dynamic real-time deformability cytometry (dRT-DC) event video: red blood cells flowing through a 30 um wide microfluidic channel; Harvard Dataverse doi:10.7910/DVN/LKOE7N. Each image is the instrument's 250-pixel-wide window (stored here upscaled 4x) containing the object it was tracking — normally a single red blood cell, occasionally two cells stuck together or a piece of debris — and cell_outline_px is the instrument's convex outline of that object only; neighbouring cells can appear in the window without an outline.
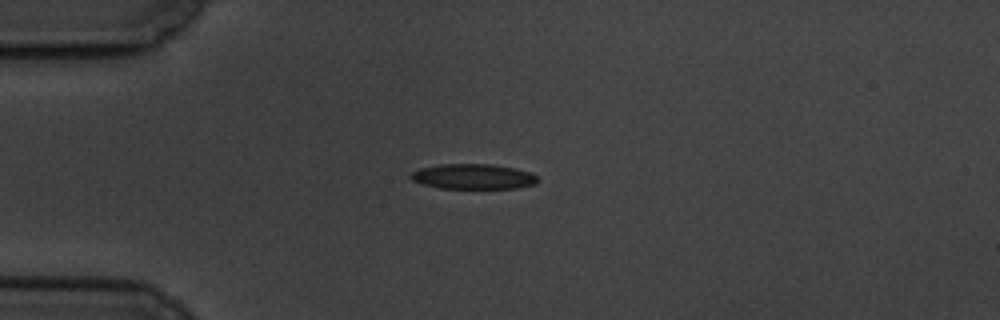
{"species": "common noctule bat (a hibernating species)", "species_latin": "Nyctalus noctula", "temperature_condition": "cold", "stored_images_in_passage": 44, "camera_frame_rate_fps": 3000, "um_per_image_px": 0.085, "animal": {"sex": "male", "body_mass_g": 19.5, "forearm_length_mm": 54.6}, "frame": {"image": 1, "passage_image": 1, "time_ms": 0.0, "image_size_px": [1000, 320], "cell_outline_px": [[540, 180], [536, 184], [516, 188], [440, 188], [424, 184], [412, 180], [408, 176], [412, 172], [420, 168], [440, 164], [492, 164], [532, 172]], "centroid_in_image_um": [40.24, 15.0], "position_along_channel_um": 44.8, "area_um2": 18.61}}
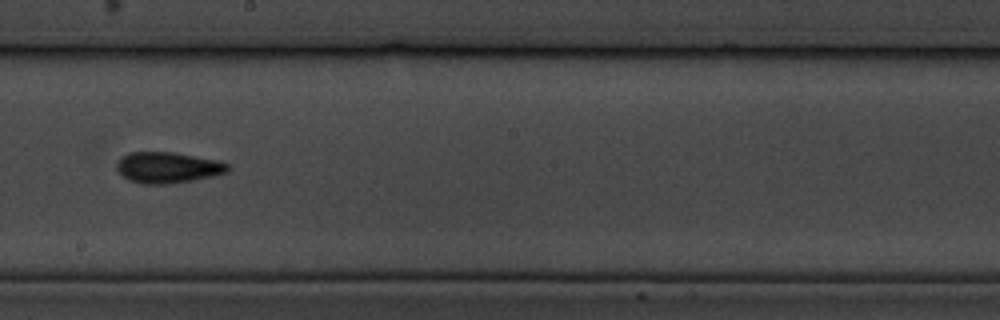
{"frame": {"image": 2, "passage_image": 19, "time_ms": 6.0, "image_size_px": [1000, 320], "cell_outline_px": [[228, 172], [212, 176], [192, 180], [164, 184], [144, 184], [128, 180], [116, 168], [116, 164], [120, 156], [128, 152], [172, 152], [220, 160], [228, 164]], "centroid_in_image_um": [14.24, 14.23], "position_along_channel_um": 234.0, "area_um2": 20.06}}
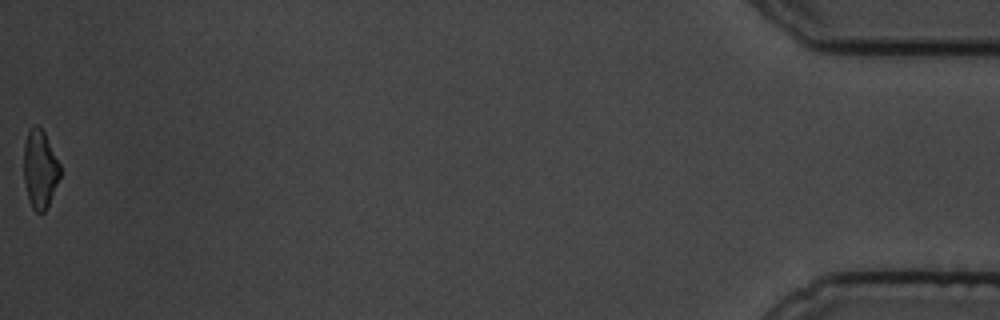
{"frame": {"image": 3, "passage_image": 44, "time_ms": 14.333, "image_size_px": [1000, 320], "cell_outline_px": [[60, 176], [48, 204], [44, 212], [36, 212], [32, 208], [28, 200], [24, 180], [24, 144], [28, 132], [36, 124], [44, 132], [60, 164]], "centroid_in_image_um": [3.39, 14.39], "position_along_channel_um": 431.8, "area_um2": 16.3}, "authors_computed_cell_mechanics": {"area_um2": 18.6694, "velocity_mm_per_s": 3.5063, "shape_relaxation_time_tau1_ms": 6.234, "shape_relaxation_time_tau2_ms": 4.7372, "deformation_change_tau1": 0.1303, "deformation_change_tau2": 0.1114}}